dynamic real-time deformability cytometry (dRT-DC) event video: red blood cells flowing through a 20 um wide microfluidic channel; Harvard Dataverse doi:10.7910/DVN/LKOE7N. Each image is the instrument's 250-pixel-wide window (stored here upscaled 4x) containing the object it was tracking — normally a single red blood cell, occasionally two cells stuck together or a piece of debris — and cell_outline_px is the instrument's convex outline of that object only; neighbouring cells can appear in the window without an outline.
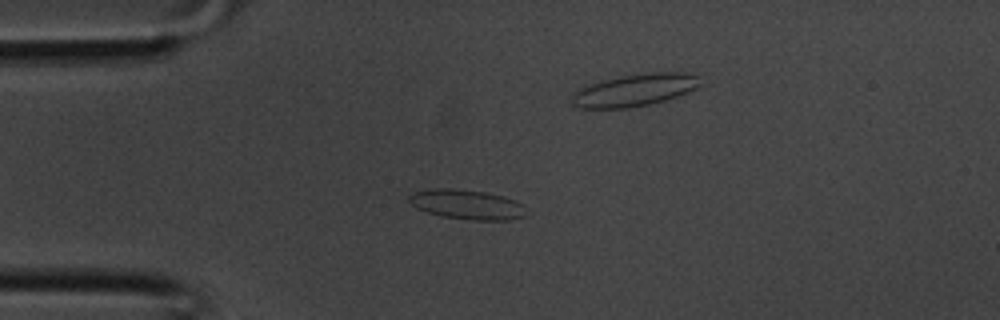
{"species": "common noctule bat (a hibernating species)", "species_latin": "Nyctalus noctula", "temperature_condition": "room temperature", "stored_images_in_passage": 32, "camera_frame_rate_fps": 3000, "um_per_image_px": 0.085, "animal": {"sex": "male", "body_mass_g": 20.1, "forearm_length_mm": 53.5}, "frame": {"image": 1, "passage_image": 4, "time_ms": 1.0, "image_size_px": [1000, 320], "cell_outline_px": [[524, 216], [508, 220], [472, 220], [440, 216], [416, 208], [408, 200], [408, 196], [412, 192], [432, 188], [452, 188], [484, 192], [504, 196], [516, 200], [524, 204]], "centroid_in_image_um": [39.66, 17.37], "position_along_channel_um": 45.3, "area_um2": 20.35}}
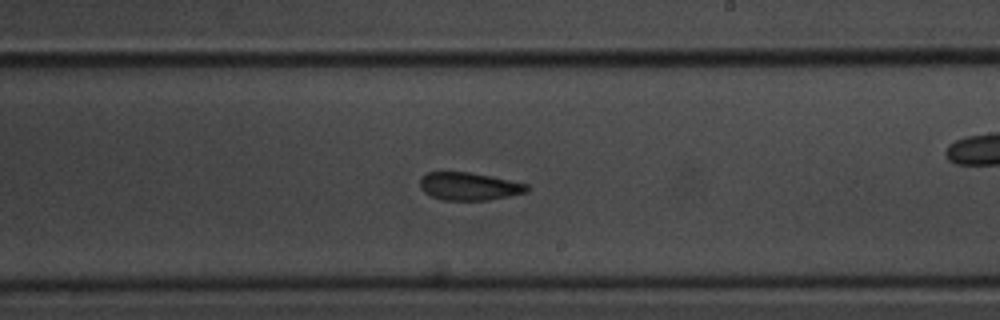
{"frame": {"image": 2, "passage_image": 16, "time_ms": 5.0, "image_size_px": [1000, 320], "cell_outline_px": [[528, 192], [488, 200], [444, 200], [432, 196], [424, 192], [420, 188], [420, 176], [428, 172], [468, 172], [528, 184]], "centroid_in_image_um": [39.84, 15.84], "position_along_channel_um": 249.2, "area_um2": 17.17}}
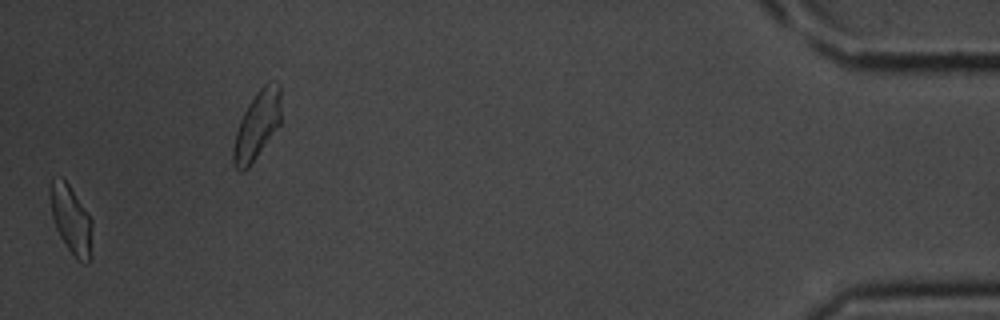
{"frame": {"image": 3, "passage_image": 31, "time_ms": 10.0, "image_size_px": [1000, 320], "cell_outline_px": [[92, 260], [88, 264], [84, 264], [76, 260], [60, 236], [56, 228], [52, 216], [48, 192], [52, 180], [60, 176], [68, 184], [92, 220]], "centroid_in_image_um": [6.06, 18.74], "position_along_channel_um": 429.1, "area_um2": 16.94}}